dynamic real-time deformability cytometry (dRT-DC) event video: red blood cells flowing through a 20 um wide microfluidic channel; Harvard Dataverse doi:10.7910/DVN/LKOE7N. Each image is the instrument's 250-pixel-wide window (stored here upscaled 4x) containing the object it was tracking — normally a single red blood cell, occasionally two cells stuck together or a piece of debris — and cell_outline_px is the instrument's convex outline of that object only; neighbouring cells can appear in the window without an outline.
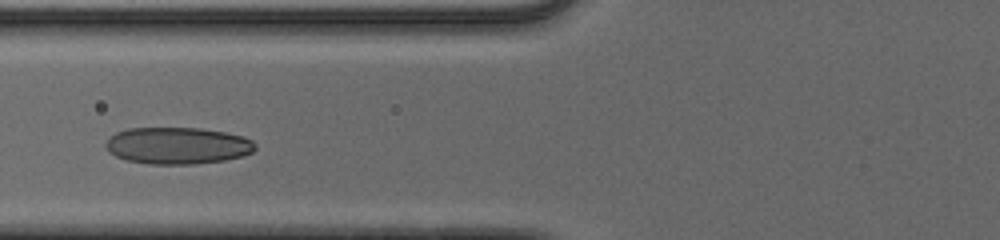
{"species": "human", "species_latin": "Homo sapiens", "temperature_condition": "cold", "stored_images_in_passage": 29, "camera_frame_rate_fps": 3000, "um_per_image_px": 0.085, "donor": {"sex": "male"}, "frame": {"image": 1, "passage_image": 4, "time_ms": 1.0, "image_size_px": [1000, 240], "cell_outline_px": [[256, 148], [252, 152], [244, 156], [224, 160], [192, 164], [148, 164], [128, 160], [116, 156], [108, 152], [104, 144], [116, 132], [128, 128], [200, 128], [224, 132], [244, 136], [252, 140], [256, 144]], "centroid_in_image_um": [15.11, 12.38], "position_along_channel_um": 110.7, "area_um2": 32.14}}
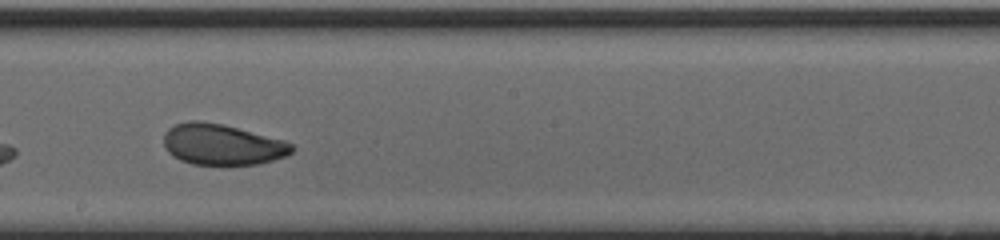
{"frame": {"image": 2, "passage_image": 13, "time_ms": 4.0, "image_size_px": [1000, 240], "cell_outline_px": [[296, 148], [292, 152], [284, 156], [260, 164], [192, 164], [180, 160], [172, 156], [168, 152], [164, 144], [164, 132], [168, 128], [176, 124], [188, 120], [200, 120], [224, 124], [284, 140], [292, 144]], "centroid_in_image_um": [18.87, 12.27], "position_along_channel_um": 229.3, "area_um2": 30.63}}
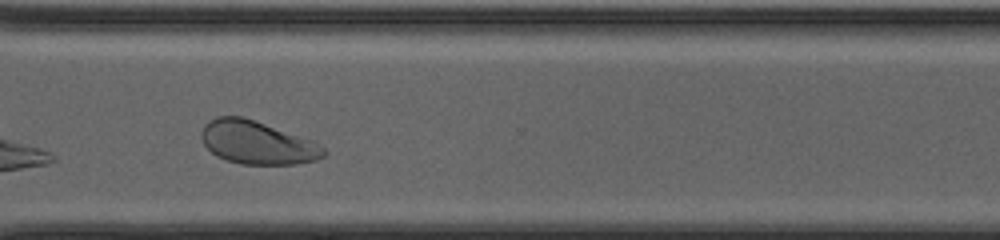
{"frame": {"image": 3, "passage_image": 22, "time_ms": 7.0, "image_size_px": [1000, 240], "cell_outline_px": [[328, 152], [324, 156], [316, 160], [296, 164], [240, 164], [216, 156], [204, 144], [200, 136], [200, 132], [204, 124], [208, 120], [216, 116], [240, 116], [312, 140], [324, 148]], "centroid_in_image_um": [21.83, 12.12], "position_along_channel_um": 348.8, "area_um2": 30.58}, "authors_computed_cell_mechanics": {"area_um2": 31.0386, "velocity_mm_per_s": 3.9678, "shape_relaxation_time_tau1_ms": 4.2144, "shape_relaxation_time_tau2_ms": 0.9342, "deformation_change_tau1": 0.126, "deformation_change_tau2": 0.0595}}